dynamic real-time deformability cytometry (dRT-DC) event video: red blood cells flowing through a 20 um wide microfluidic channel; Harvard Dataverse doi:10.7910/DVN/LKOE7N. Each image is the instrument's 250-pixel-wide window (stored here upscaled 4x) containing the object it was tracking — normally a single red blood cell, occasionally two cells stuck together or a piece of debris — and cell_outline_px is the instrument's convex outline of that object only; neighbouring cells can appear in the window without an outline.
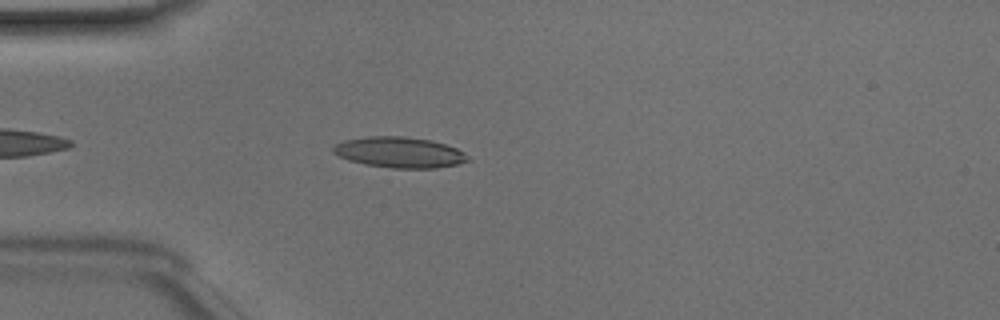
{"species": "Egyptian fruit bat (a non-hibernating species)", "species_latin": "Rousettus aegyptiacus", "temperature_condition": "room temperature", "stored_images_in_passage": 38, "camera_frame_rate_fps": 3000, "um_per_image_px": 0.085, "animal": {"sex": "male"}, "frame": {"image": 1, "passage_image": 5, "time_ms": 1.333, "image_size_px": [1000, 320], "cell_outline_px": [[472, 160], [456, 164], [436, 168], [392, 168], [364, 164], [348, 160], [332, 152], [332, 148], [336, 144], [344, 140], [368, 136], [404, 136], [428, 140], [444, 144], [456, 148], [464, 152]], "centroid_in_image_um": [33.95, 12.95], "position_along_channel_um": 51.1, "area_um2": 24.04}}
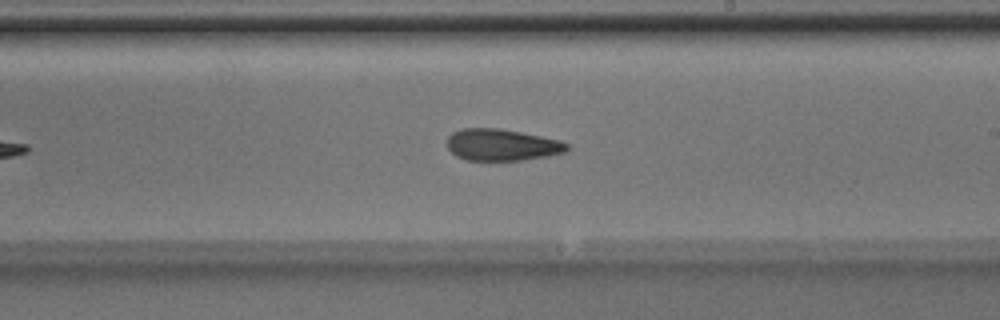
{"frame": {"image": 2, "passage_image": 20, "time_ms": 6.333, "image_size_px": [1000, 320], "cell_outline_px": [[568, 148], [564, 152], [548, 156], [520, 160], [464, 160], [456, 156], [448, 148], [448, 136], [452, 132], [460, 128], [496, 128], [520, 132], [560, 140], [568, 144]], "centroid_in_image_um": [42.63, 12.31], "position_along_channel_um": 246.4, "area_um2": 22.02}}
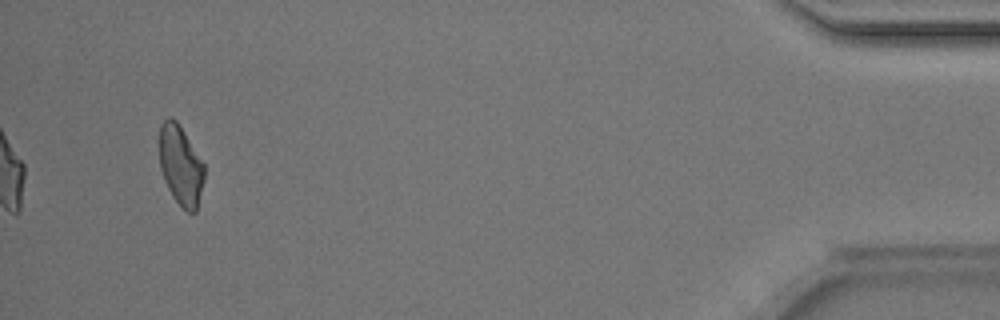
{"frame": {"image": 3, "passage_image": 38, "time_ms": 12.333, "image_size_px": [1000, 320], "cell_outline_px": [[204, 180], [196, 212], [188, 212], [172, 196], [164, 180], [160, 168], [160, 124], [168, 116], [176, 120], [180, 124], [204, 164]], "centroid_in_image_um": [15.36, 14.03], "position_along_channel_um": 419.8, "area_um2": 20.81}, "authors_computed_cell_mechanics": {"area_um2": 22.3975, "velocity_mm_per_s": 4.1317, "shape_relaxation_time_tau1_ms": 7.4172, "shape_relaxation_time_tau2_ms": 4.2034, "deformation_change_tau1": 0.1753, "deformation_change_tau2": 0.1289}}